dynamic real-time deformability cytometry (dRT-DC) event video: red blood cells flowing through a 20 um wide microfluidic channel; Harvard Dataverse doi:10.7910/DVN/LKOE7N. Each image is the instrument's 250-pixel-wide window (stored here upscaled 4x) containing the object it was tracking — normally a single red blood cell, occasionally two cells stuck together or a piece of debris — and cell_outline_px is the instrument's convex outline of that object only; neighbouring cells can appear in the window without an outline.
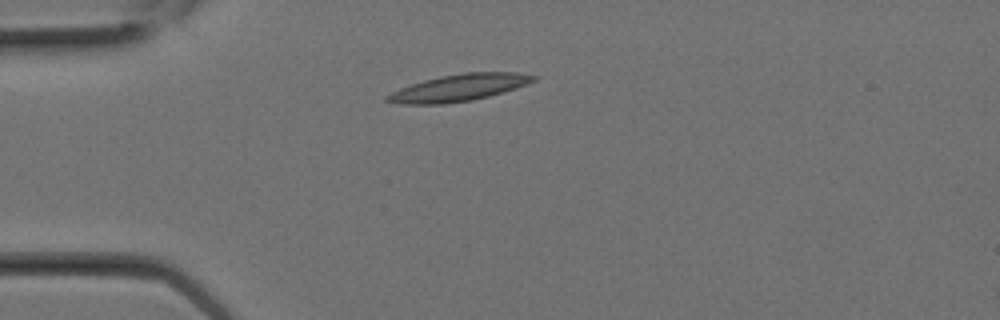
{"species": "Egyptian fruit bat (a non-hibernating species)", "species_latin": "Rousettus aegyptiacus", "temperature_condition": "room temperature", "stored_images_in_passage": 3, "camera_frame_rate_fps": 3000, "um_per_image_px": 0.085, "animal": {"sex": "female"}, "frame": {"image": 1, "passage_image": 2, "time_ms": 0.333, "image_size_px": [1000, 320], "cell_outline_px": [[540, 76], [536, 80], [528, 84], [516, 88], [488, 96], [472, 100], [444, 104], [400, 104], [384, 100], [384, 96], [400, 88], [424, 80], [440, 76], [464, 72], [516, 72]], "centroid_in_image_um": [39.03, 7.45], "position_along_channel_um": 46.0, "area_um2": 22.95}}